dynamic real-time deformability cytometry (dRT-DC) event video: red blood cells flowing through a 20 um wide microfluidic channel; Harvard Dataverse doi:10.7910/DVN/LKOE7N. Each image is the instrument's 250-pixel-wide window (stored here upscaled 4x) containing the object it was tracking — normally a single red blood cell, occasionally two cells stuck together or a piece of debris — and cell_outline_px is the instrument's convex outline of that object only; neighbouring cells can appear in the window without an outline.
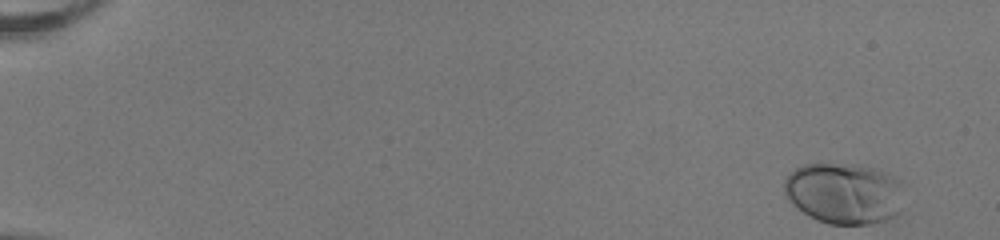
{"species": "human", "species_latin": "Homo sapiens", "temperature_condition": "room temperature", "stored_images_in_passage": 51, "camera_frame_rate_fps": 3000, "um_per_image_px": 0.085, "donor": {"sex": "female"}, "frame": {"image": 1, "passage_image": 1, "time_ms": 0.0, "image_size_px": [1000, 240], "cell_outline_px": [[908, 184], [900, 212], [888, 220], [872, 224], [828, 224], [816, 220], [808, 216], [792, 204], [788, 200], [784, 192], [784, 180], [796, 168], [804, 164], [856, 164], [872, 168]], "centroid_in_image_um": [71.81, 16.45], "position_along_channel_um": 13.2, "area_um2": 43.41}}
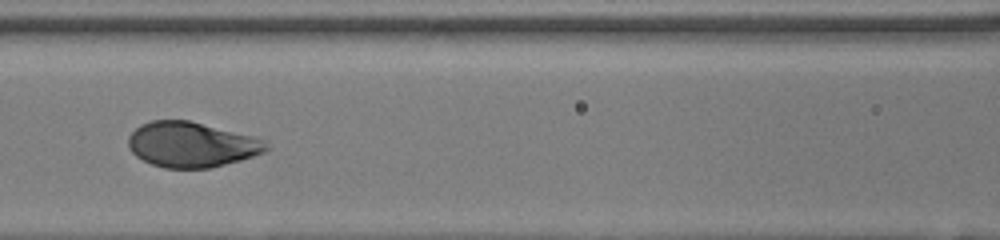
{"frame": {"image": 2, "passage_image": 24, "time_ms": 7.667, "image_size_px": [1000, 240], "cell_outline_px": [[268, 148], [264, 152], [240, 160], [212, 168], [164, 168], [152, 164], [136, 156], [128, 148], [128, 136], [140, 124], [152, 120], [188, 120], [252, 136], [264, 140]], "centroid_in_image_um": [16.23, 12.29], "position_along_channel_um": 150.4, "area_um2": 36.13}}
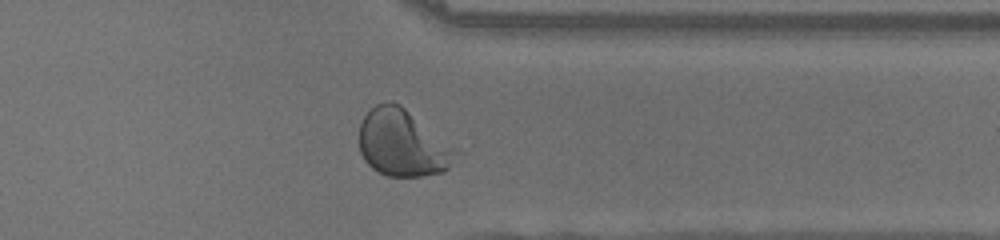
{"frame": {"image": 3, "passage_image": 41, "time_ms": 13.333, "image_size_px": [1000, 240], "cell_outline_px": [[456, 152], [448, 168], [444, 172], [420, 176], [388, 176], [372, 168], [364, 160], [360, 152], [360, 124], [364, 116], [376, 104], [392, 100], [400, 104], [456, 148]], "centroid_in_image_um": [34.19, 12.16], "position_along_channel_um": 377.2, "area_um2": 37.22}, "authors_computed_cell_mechanics": {"area_um2": 37.2232, "velocity_mm_per_s": 4.0199, "shape_relaxation_time_tau1_ms": 2.5763, "shape_relaxation_time_tau2_ms": null, "deformation_change_tau1": 0.1705, "deformation_change_tau2": null}}